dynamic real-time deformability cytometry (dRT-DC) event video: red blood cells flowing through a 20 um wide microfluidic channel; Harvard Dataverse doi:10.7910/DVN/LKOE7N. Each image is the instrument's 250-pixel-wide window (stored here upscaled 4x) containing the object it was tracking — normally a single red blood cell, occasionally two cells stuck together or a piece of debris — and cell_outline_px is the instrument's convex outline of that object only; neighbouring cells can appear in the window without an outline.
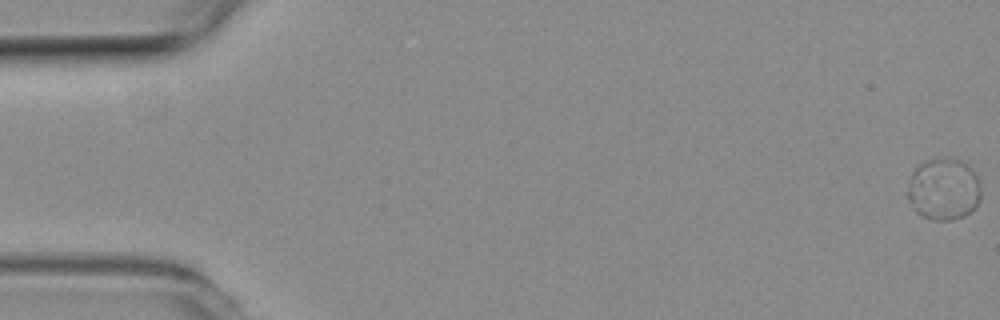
{"species": "common noctule bat (a hibernating species)", "species_latin": "Nyctalus noctula", "temperature_condition": "room temperature", "stored_images_in_passage": 55, "camera_frame_rate_fps": 3000, "um_per_image_px": 0.085, "animal": {"sex": "female", "body_mass_g": 19.3, "forearm_length_mm": 54.1}, "frame": {"image": 1, "passage_image": 1, "time_ms": 0.0, "image_size_px": [1000, 320], "cell_outline_px": [[980, 200], [964, 216], [952, 220], [932, 220], [916, 212], [908, 200], [908, 180], [912, 172], [920, 164], [928, 160], [960, 160], [968, 164], [976, 176], [980, 184]], "centroid_in_image_um": [80.19, 16.11], "position_along_channel_um": 4.8, "area_um2": 26.07}}
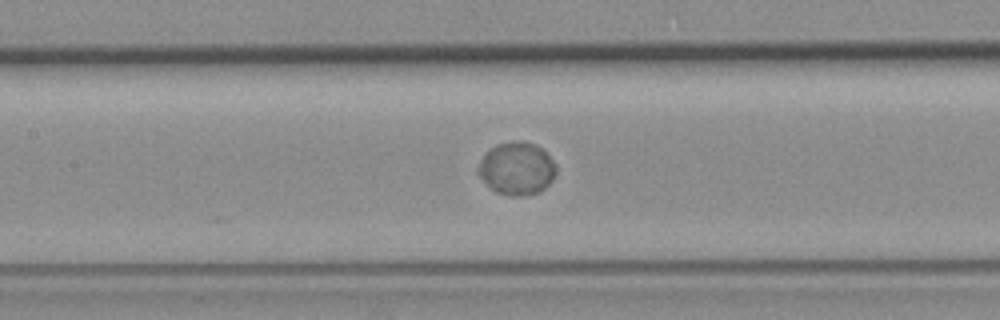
{"frame": {"image": 2, "passage_image": 26, "time_ms": 8.333, "image_size_px": [1000, 320], "cell_outline_px": [[556, 172], [552, 180], [540, 192], [520, 196], [512, 196], [496, 192], [476, 172], [484, 156], [496, 144], [516, 140], [524, 140], [536, 144], [556, 164]], "centroid_in_image_um": [43.95, 14.31], "position_along_channel_um": 163.5, "area_um2": 23.64}}
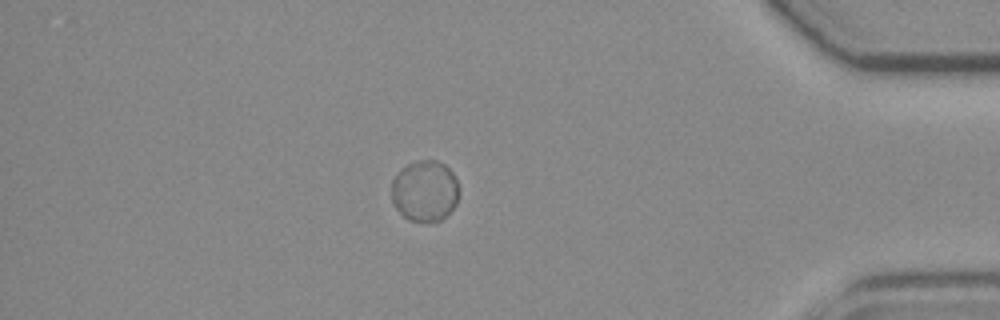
{"frame": {"image": 3, "passage_image": 48, "time_ms": 15.667, "image_size_px": [1000, 320], "cell_outline_px": [[460, 188], [456, 204], [440, 220], [428, 224], [408, 220], [392, 204], [392, 180], [408, 164], [416, 160], [436, 160], [444, 164], [452, 172]], "centroid_in_image_um": [36.12, 16.25], "position_along_channel_um": 399.1, "area_um2": 24.16}, "authors_computed_cell_mechanics": {"area_um2": 24.2182, "velocity_mm_per_s": 3.7572, "shape_relaxation_time_tau1_ms": 2.3631, "shape_relaxation_time_tau2_ms": null, "deformation_change_tau1": 0.0383, "deformation_change_tau2": null}}